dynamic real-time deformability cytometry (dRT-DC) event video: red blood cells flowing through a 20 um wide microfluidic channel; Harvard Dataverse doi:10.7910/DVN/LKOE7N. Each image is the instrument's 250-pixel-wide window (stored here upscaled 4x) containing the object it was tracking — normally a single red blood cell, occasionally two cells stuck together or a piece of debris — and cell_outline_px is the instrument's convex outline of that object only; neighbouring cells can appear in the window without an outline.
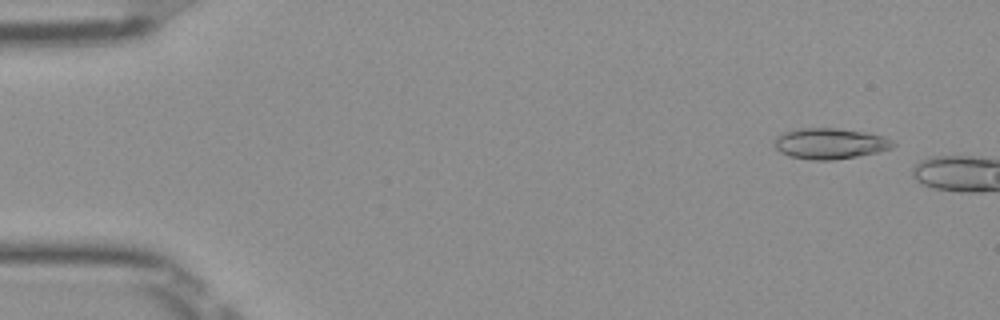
{"species": "Egyptian fruit bat (a non-hibernating species)", "species_latin": "Rousettus aegyptiacus", "temperature_condition": "room temperature", "stored_images_in_passage": 6, "camera_frame_rate_fps": 3000, "um_per_image_px": 0.085, "frame": {"image": 1, "passage_image": 4, "time_ms": 1.0, "image_size_px": [1000, 320], "cell_outline_px": [[896, 144], [892, 148], [880, 152], [836, 160], [812, 160], [788, 156], [780, 152], [772, 144], [776, 136], [784, 132], [800, 128], [836, 128], [864, 132], [884, 136], [892, 140]], "centroid_in_image_um": [70.54, 12.21], "position_along_channel_um": 14.5, "area_um2": 21.56}}